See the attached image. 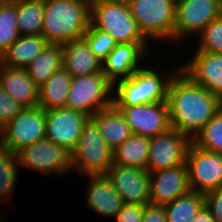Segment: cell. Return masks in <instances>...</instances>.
Instances as JSON below:
<instances>
[{"label":"cell","mask_w":222,"mask_h":222,"mask_svg":"<svg viewBox=\"0 0 222 222\" xmlns=\"http://www.w3.org/2000/svg\"><path fill=\"white\" fill-rule=\"evenodd\" d=\"M166 103L170 126L193 139L222 108V100L179 70L171 79Z\"/></svg>","instance_id":"cell-1"},{"label":"cell","mask_w":222,"mask_h":222,"mask_svg":"<svg viewBox=\"0 0 222 222\" xmlns=\"http://www.w3.org/2000/svg\"><path fill=\"white\" fill-rule=\"evenodd\" d=\"M91 2L44 0L41 35L49 44L67 43L84 36L90 25Z\"/></svg>","instance_id":"cell-2"},{"label":"cell","mask_w":222,"mask_h":222,"mask_svg":"<svg viewBox=\"0 0 222 222\" xmlns=\"http://www.w3.org/2000/svg\"><path fill=\"white\" fill-rule=\"evenodd\" d=\"M152 66L138 69L129 78L113 84V105L115 107H132L140 104L166 102L171 79L180 70V65L159 73ZM163 76V77H162ZM115 92V93H114ZM115 94V95H114Z\"/></svg>","instance_id":"cell-3"},{"label":"cell","mask_w":222,"mask_h":222,"mask_svg":"<svg viewBox=\"0 0 222 222\" xmlns=\"http://www.w3.org/2000/svg\"><path fill=\"white\" fill-rule=\"evenodd\" d=\"M72 169L85 176L105 175L113 165V150L107 145L96 122L89 118L71 152Z\"/></svg>","instance_id":"cell-4"},{"label":"cell","mask_w":222,"mask_h":222,"mask_svg":"<svg viewBox=\"0 0 222 222\" xmlns=\"http://www.w3.org/2000/svg\"><path fill=\"white\" fill-rule=\"evenodd\" d=\"M128 5L148 41L173 40L176 0H131Z\"/></svg>","instance_id":"cell-5"},{"label":"cell","mask_w":222,"mask_h":222,"mask_svg":"<svg viewBox=\"0 0 222 222\" xmlns=\"http://www.w3.org/2000/svg\"><path fill=\"white\" fill-rule=\"evenodd\" d=\"M90 23L110 34L117 44L150 42L140 31L128 4L92 1Z\"/></svg>","instance_id":"cell-6"},{"label":"cell","mask_w":222,"mask_h":222,"mask_svg":"<svg viewBox=\"0 0 222 222\" xmlns=\"http://www.w3.org/2000/svg\"><path fill=\"white\" fill-rule=\"evenodd\" d=\"M113 83L103 73L71 78L65 108L76 110L90 118L113 105Z\"/></svg>","instance_id":"cell-7"},{"label":"cell","mask_w":222,"mask_h":222,"mask_svg":"<svg viewBox=\"0 0 222 222\" xmlns=\"http://www.w3.org/2000/svg\"><path fill=\"white\" fill-rule=\"evenodd\" d=\"M46 110L34 106L23 108L0 130V147L18 153L45 138Z\"/></svg>","instance_id":"cell-8"},{"label":"cell","mask_w":222,"mask_h":222,"mask_svg":"<svg viewBox=\"0 0 222 222\" xmlns=\"http://www.w3.org/2000/svg\"><path fill=\"white\" fill-rule=\"evenodd\" d=\"M222 15V0H176L173 42L197 36Z\"/></svg>","instance_id":"cell-9"},{"label":"cell","mask_w":222,"mask_h":222,"mask_svg":"<svg viewBox=\"0 0 222 222\" xmlns=\"http://www.w3.org/2000/svg\"><path fill=\"white\" fill-rule=\"evenodd\" d=\"M186 164L192 191L205 194L222 186V153L204 150L192 142Z\"/></svg>","instance_id":"cell-10"},{"label":"cell","mask_w":222,"mask_h":222,"mask_svg":"<svg viewBox=\"0 0 222 222\" xmlns=\"http://www.w3.org/2000/svg\"><path fill=\"white\" fill-rule=\"evenodd\" d=\"M20 167L45 174H66L72 170L71 152L44 138L18 153Z\"/></svg>","instance_id":"cell-11"},{"label":"cell","mask_w":222,"mask_h":222,"mask_svg":"<svg viewBox=\"0 0 222 222\" xmlns=\"http://www.w3.org/2000/svg\"><path fill=\"white\" fill-rule=\"evenodd\" d=\"M192 139L175 129L150 138L146 170L149 173L186 164L187 151Z\"/></svg>","instance_id":"cell-12"},{"label":"cell","mask_w":222,"mask_h":222,"mask_svg":"<svg viewBox=\"0 0 222 222\" xmlns=\"http://www.w3.org/2000/svg\"><path fill=\"white\" fill-rule=\"evenodd\" d=\"M89 116L65 107L46 110L45 138L72 152Z\"/></svg>","instance_id":"cell-13"},{"label":"cell","mask_w":222,"mask_h":222,"mask_svg":"<svg viewBox=\"0 0 222 222\" xmlns=\"http://www.w3.org/2000/svg\"><path fill=\"white\" fill-rule=\"evenodd\" d=\"M105 176L122 197L123 203H150V173L146 169L112 165Z\"/></svg>","instance_id":"cell-14"},{"label":"cell","mask_w":222,"mask_h":222,"mask_svg":"<svg viewBox=\"0 0 222 222\" xmlns=\"http://www.w3.org/2000/svg\"><path fill=\"white\" fill-rule=\"evenodd\" d=\"M116 108L126 119L132 134L152 138L171 128L166 102Z\"/></svg>","instance_id":"cell-15"},{"label":"cell","mask_w":222,"mask_h":222,"mask_svg":"<svg viewBox=\"0 0 222 222\" xmlns=\"http://www.w3.org/2000/svg\"><path fill=\"white\" fill-rule=\"evenodd\" d=\"M150 42L120 43L102 62V72L114 84L116 81L129 78L144 65L141 59L147 57ZM143 57V58H142Z\"/></svg>","instance_id":"cell-16"},{"label":"cell","mask_w":222,"mask_h":222,"mask_svg":"<svg viewBox=\"0 0 222 222\" xmlns=\"http://www.w3.org/2000/svg\"><path fill=\"white\" fill-rule=\"evenodd\" d=\"M187 164L150 173V203L165 205L191 192Z\"/></svg>","instance_id":"cell-17"},{"label":"cell","mask_w":222,"mask_h":222,"mask_svg":"<svg viewBox=\"0 0 222 222\" xmlns=\"http://www.w3.org/2000/svg\"><path fill=\"white\" fill-rule=\"evenodd\" d=\"M180 70L222 100V54L196 50L190 61L180 65Z\"/></svg>","instance_id":"cell-18"},{"label":"cell","mask_w":222,"mask_h":222,"mask_svg":"<svg viewBox=\"0 0 222 222\" xmlns=\"http://www.w3.org/2000/svg\"><path fill=\"white\" fill-rule=\"evenodd\" d=\"M86 207L103 218L113 217L122 209L123 200L105 175L86 176Z\"/></svg>","instance_id":"cell-19"},{"label":"cell","mask_w":222,"mask_h":222,"mask_svg":"<svg viewBox=\"0 0 222 222\" xmlns=\"http://www.w3.org/2000/svg\"><path fill=\"white\" fill-rule=\"evenodd\" d=\"M62 66L71 77L102 72V61L94 55L84 37L62 45Z\"/></svg>","instance_id":"cell-20"},{"label":"cell","mask_w":222,"mask_h":222,"mask_svg":"<svg viewBox=\"0 0 222 222\" xmlns=\"http://www.w3.org/2000/svg\"><path fill=\"white\" fill-rule=\"evenodd\" d=\"M0 85L23 108L38 105L39 87L28 76L26 69L1 65Z\"/></svg>","instance_id":"cell-21"},{"label":"cell","mask_w":222,"mask_h":222,"mask_svg":"<svg viewBox=\"0 0 222 222\" xmlns=\"http://www.w3.org/2000/svg\"><path fill=\"white\" fill-rule=\"evenodd\" d=\"M47 39L40 35L19 36L2 53V65L10 68L25 69L48 45Z\"/></svg>","instance_id":"cell-22"},{"label":"cell","mask_w":222,"mask_h":222,"mask_svg":"<svg viewBox=\"0 0 222 222\" xmlns=\"http://www.w3.org/2000/svg\"><path fill=\"white\" fill-rule=\"evenodd\" d=\"M91 118L96 122L101 135L112 150L132 135L126 119L114 105L98 111Z\"/></svg>","instance_id":"cell-23"},{"label":"cell","mask_w":222,"mask_h":222,"mask_svg":"<svg viewBox=\"0 0 222 222\" xmlns=\"http://www.w3.org/2000/svg\"><path fill=\"white\" fill-rule=\"evenodd\" d=\"M71 75L62 66L39 87L38 106L44 110L65 107Z\"/></svg>","instance_id":"cell-24"},{"label":"cell","mask_w":222,"mask_h":222,"mask_svg":"<svg viewBox=\"0 0 222 222\" xmlns=\"http://www.w3.org/2000/svg\"><path fill=\"white\" fill-rule=\"evenodd\" d=\"M150 138L132 134L113 150V165L146 169Z\"/></svg>","instance_id":"cell-25"},{"label":"cell","mask_w":222,"mask_h":222,"mask_svg":"<svg viewBox=\"0 0 222 222\" xmlns=\"http://www.w3.org/2000/svg\"><path fill=\"white\" fill-rule=\"evenodd\" d=\"M62 67V45L48 44L25 69L28 76L40 87Z\"/></svg>","instance_id":"cell-26"},{"label":"cell","mask_w":222,"mask_h":222,"mask_svg":"<svg viewBox=\"0 0 222 222\" xmlns=\"http://www.w3.org/2000/svg\"><path fill=\"white\" fill-rule=\"evenodd\" d=\"M44 17V0L17 1V28L20 36L40 35Z\"/></svg>","instance_id":"cell-27"},{"label":"cell","mask_w":222,"mask_h":222,"mask_svg":"<svg viewBox=\"0 0 222 222\" xmlns=\"http://www.w3.org/2000/svg\"><path fill=\"white\" fill-rule=\"evenodd\" d=\"M167 222H192L204 206V194L191 191L164 205Z\"/></svg>","instance_id":"cell-28"},{"label":"cell","mask_w":222,"mask_h":222,"mask_svg":"<svg viewBox=\"0 0 222 222\" xmlns=\"http://www.w3.org/2000/svg\"><path fill=\"white\" fill-rule=\"evenodd\" d=\"M20 166L18 154L0 147V201L5 203L14 191ZM5 198V199H4Z\"/></svg>","instance_id":"cell-29"},{"label":"cell","mask_w":222,"mask_h":222,"mask_svg":"<svg viewBox=\"0 0 222 222\" xmlns=\"http://www.w3.org/2000/svg\"><path fill=\"white\" fill-rule=\"evenodd\" d=\"M192 142L204 150L222 153V108L198 132Z\"/></svg>","instance_id":"cell-30"},{"label":"cell","mask_w":222,"mask_h":222,"mask_svg":"<svg viewBox=\"0 0 222 222\" xmlns=\"http://www.w3.org/2000/svg\"><path fill=\"white\" fill-rule=\"evenodd\" d=\"M19 36L17 2L0 5V51L5 52Z\"/></svg>","instance_id":"cell-31"},{"label":"cell","mask_w":222,"mask_h":222,"mask_svg":"<svg viewBox=\"0 0 222 222\" xmlns=\"http://www.w3.org/2000/svg\"><path fill=\"white\" fill-rule=\"evenodd\" d=\"M196 37L198 51L222 54V15L211 21Z\"/></svg>","instance_id":"cell-32"},{"label":"cell","mask_w":222,"mask_h":222,"mask_svg":"<svg viewBox=\"0 0 222 222\" xmlns=\"http://www.w3.org/2000/svg\"><path fill=\"white\" fill-rule=\"evenodd\" d=\"M83 37L94 55L102 62L117 44L110 34L95 28L91 23Z\"/></svg>","instance_id":"cell-33"},{"label":"cell","mask_w":222,"mask_h":222,"mask_svg":"<svg viewBox=\"0 0 222 222\" xmlns=\"http://www.w3.org/2000/svg\"><path fill=\"white\" fill-rule=\"evenodd\" d=\"M22 109L23 107L14 101L0 85V130Z\"/></svg>","instance_id":"cell-34"},{"label":"cell","mask_w":222,"mask_h":222,"mask_svg":"<svg viewBox=\"0 0 222 222\" xmlns=\"http://www.w3.org/2000/svg\"><path fill=\"white\" fill-rule=\"evenodd\" d=\"M204 205L216 222H222V186L204 194Z\"/></svg>","instance_id":"cell-35"},{"label":"cell","mask_w":222,"mask_h":222,"mask_svg":"<svg viewBox=\"0 0 222 222\" xmlns=\"http://www.w3.org/2000/svg\"><path fill=\"white\" fill-rule=\"evenodd\" d=\"M145 205L124 203L115 216L117 222H142Z\"/></svg>","instance_id":"cell-36"},{"label":"cell","mask_w":222,"mask_h":222,"mask_svg":"<svg viewBox=\"0 0 222 222\" xmlns=\"http://www.w3.org/2000/svg\"><path fill=\"white\" fill-rule=\"evenodd\" d=\"M167 213L164 205L146 204L142 222H167Z\"/></svg>","instance_id":"cell-37"},{"label":"cell","mask_w":222,"mask_h":222,"mask_svg":"<svg viewBox=\"0 0 222 222\" xmlns=\"http://www.w3.org/2000/svg\"><path fill=\"white\" fill-rule=\"evenodd\" d=\"M192 222H216L210 211L204 205L196 214Z\"/></svg>","instance_id":"cell-38"},{"label":"cell","mask_w":222,"mask_h":222,"mask_svg":"<svg viewBox=\"0 0 222 222\" xmlns=\"http://www.w3.org/2000/svg\"><path fill=\"white\" fill-rule=\"evenodd\" d=\"M92 1H104V2H110V3H123V4H129L131 0H92Z\"/></svg>","instance_id":"cell-39"},{"label":"cell","mask_w":222,"mask_h":222,"mask_svg":"<svg viewBox=\"0 0 222 222\" xmlns=\"http://www.w3.org/2000/svg\"><path fill=\"white\" fill-rule=\"evenodd\" d=\"M18 0H0V5L16 3Z\"/></svg>","instance_id":"cell-40"},{"label":"cell","mask_w":222,"mask_h":222,"mask_svg":"<svg viewBox=\"0 0 222 222\" xmlns=\"http://www.w3.org/2000/svg\"><path fill=\"white\" fill-rule=\"evenodd\" d=\"M2 65V52L0 51V66Z\"/></svg>","instance_id":"cell-41"}]
</instances>
